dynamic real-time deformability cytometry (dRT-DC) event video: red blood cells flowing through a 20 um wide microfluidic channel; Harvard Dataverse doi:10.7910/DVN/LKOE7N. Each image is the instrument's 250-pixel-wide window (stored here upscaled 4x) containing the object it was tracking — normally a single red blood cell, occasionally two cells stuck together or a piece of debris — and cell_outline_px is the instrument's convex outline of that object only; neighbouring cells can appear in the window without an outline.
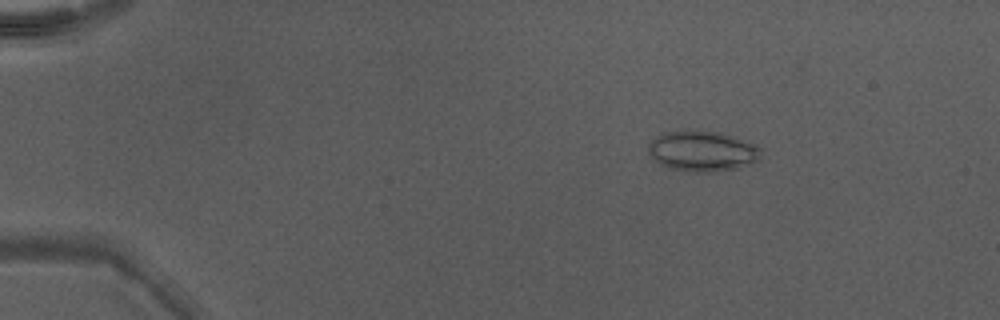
{"species": "Egyptian fruit bat (a non-hibernating species)", "species_latin": "Rousettus aegyptiacus", "temperature_condition": "warm", "stored_images_in_passage": 49, "camera_frame_rate_fps": 3000, "um_per_image_px": 0.085, "animal": {"sex": "male"}, "frame": {"image": 1, "passage_image": 9, "time_ms": 2.667, "image_size_px": [1000, 320], "cell_outline_px": [[760, 160], [736, 168], [712, 172], [696, 172], [668, 168], [652, 160], [648, 152], [648, 144], [656, 136], [668, 132], [716, 132], [756, 144], [760, 148]], "centroid_in_image_um": [59.67, 12.88], "position_along_channel_um": 25.3, "area_um2": 26.07}}
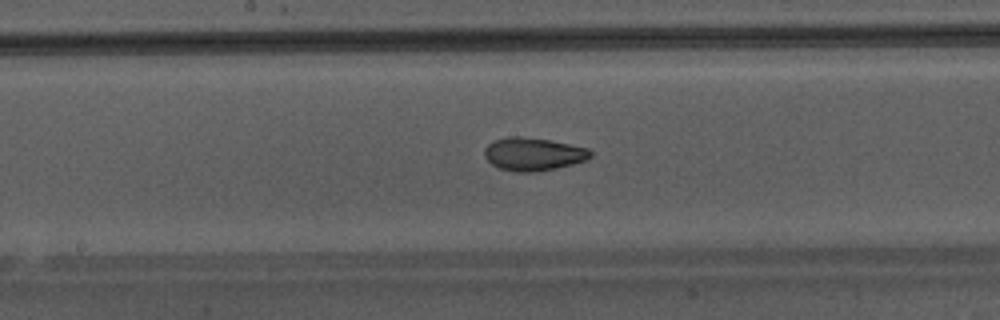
{"frame": {"image": 2, "passage_image": 28, "time_ms": 9.0, "image_size_px": [1000, 320], "cell_outline_px": [[592, 156], [588, 160], [540, 172], [516, 172], [500, 168], [492, 164], [484, 156], [484, 148], [488, 144], [496, 140], [508, 136], [520, 136], [548, 140], [588, 148], [592, 152]], "centroid_in_image_um": [45.33, 13.11], "position_along_channel_um": 202.9, "area_um2": 20.4}}
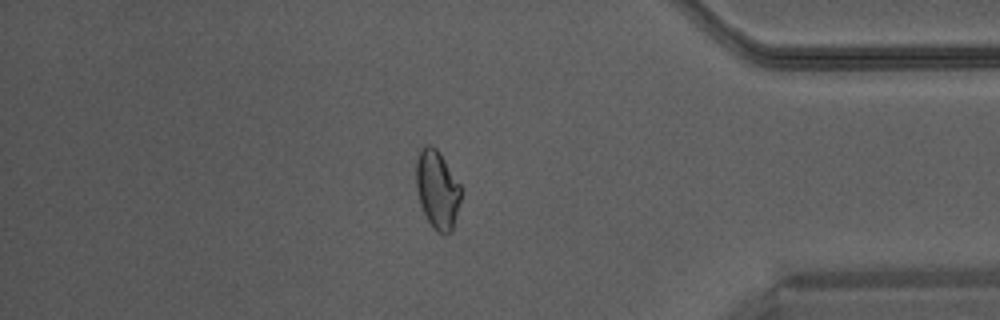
{"frame": {"image": 3, "passage_image": 43, "time_ms": 14.0, "image_size_px": [1000, 320], "cell_outline_px": [[460, 200], [452, 228], [444, 236], [436, 232], [432, 228], [420, 204], [416, 188], [416, 156], [420, 148], [428, 144], [432, 144], [440, 152], [460, 184]], "centroid_in_image_um": [37.14, 16.07], "position_along_channel_um": 398.1, "area_um2": 20.52}}